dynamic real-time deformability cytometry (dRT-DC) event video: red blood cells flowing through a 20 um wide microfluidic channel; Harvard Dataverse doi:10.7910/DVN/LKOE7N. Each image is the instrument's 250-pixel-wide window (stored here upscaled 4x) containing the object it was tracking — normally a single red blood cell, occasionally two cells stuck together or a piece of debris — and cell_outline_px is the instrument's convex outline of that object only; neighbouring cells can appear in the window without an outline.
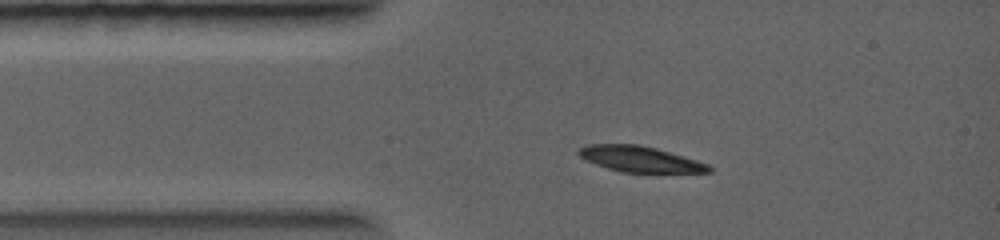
{"species": "common noctule bat (a hibernating species)", "species_latin": "Nyctalus noctula", "temperature_condition": "warm", "stored_images_in_passage": 3, "camera_frame_rate_fps": 5000, "um_per_image_px": 0.085, "animal": {"sex": "female", "body_mass_g": 19.0, "forearm_length_mm": 56.7}, "frame": {"image": 1, "passage_image": 1, "time_ms": 0.0, "image_size_px": [1000, 240], "cell_outline_px": [[712, 172], [620, 172], [584, 160], [576, 152], [580, 148], [588, 144], [640, 144], [656, 148], [696, 160], [708, 164], [712, 168]], "centroid_in_image_um": [54.37, 13.51], "position_along_channel_um": 30.6, "area_um2": 19.42}}